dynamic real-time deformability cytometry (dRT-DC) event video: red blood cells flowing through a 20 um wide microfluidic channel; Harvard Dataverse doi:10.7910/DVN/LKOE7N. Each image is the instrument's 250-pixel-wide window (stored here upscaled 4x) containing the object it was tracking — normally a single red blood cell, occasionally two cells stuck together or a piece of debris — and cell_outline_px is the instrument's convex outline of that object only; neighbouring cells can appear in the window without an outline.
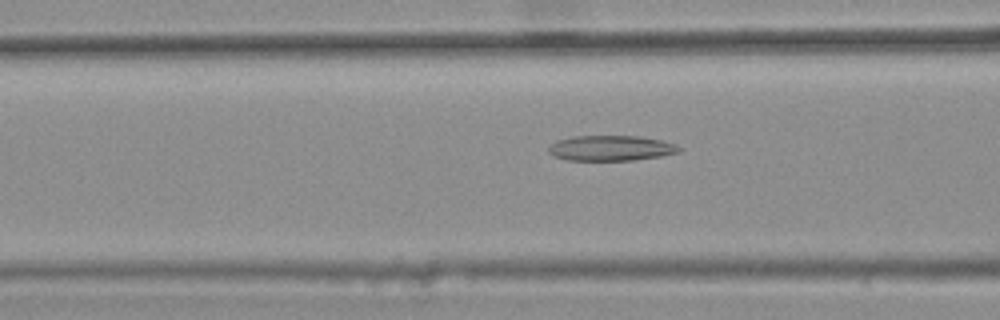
{"species": "common noctule bat (a hibernating species)", "species_latin": "Nyctalus noctula", "temperature_condition": "warm", "stored_images_in_passage": 48, "camera_frame_rate_fps": 3000, "um_per_image_px": 0.085, "animal": {"sex": "female", "body_mass_g": 25.1}, "frame": {"image": 1, "passage_image": 21, "time_ms": 6.667, "image_size_px": [1000, 320], "cell_outline_px": [[680, 152], [660, 156], [632, 160], [568, 160], [552, 156], [548, 152], [548, 148], [556, 140], [572, 136], [640, 136], [664, 140], [676, 144], [680, 148]], "centroid_in_image_um": [51.92, 12.58], "position_along_channel_um": 114.7, "area_um2": 19.36}}
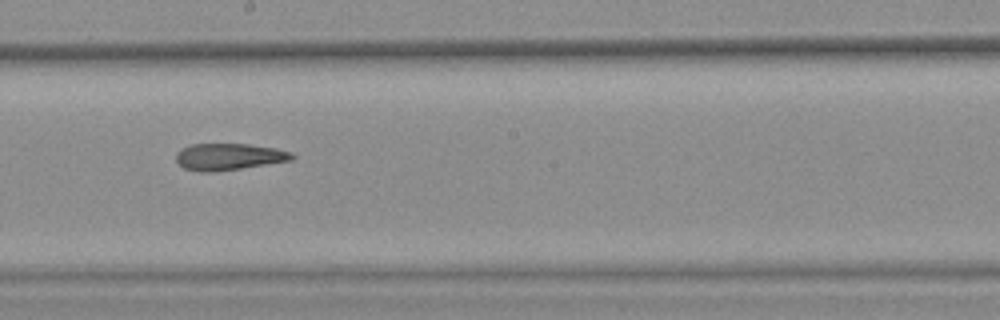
{"frame": {"image": 2, "passage_image": 30, "time_ms": 9.667, "image_size_px": [1000, 320], "cell_outline_px": [[296, 156], [292, 160], [216, 172], [200, 172], [184, 168], [176, 160], [176, 152], [180, 148], [192, 144], [248, 144], [276, 148], [292, 152]], "centroid_in_image_um": [19.44, 13.32], "position_along_channel_um": 228.8, "area_um2": 18.15}}
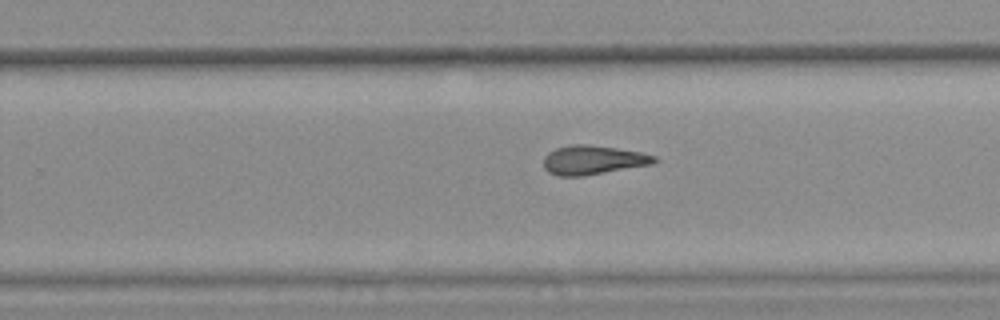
{"frame": {"image": 3, "passage_image": 34, "time_ms": 11.0, "image_size_px": [1000, 320], "cell_outline_px": [[660, 160], [656, 164], [584, 176], [560, 176], [548, 172], [544, 168], [544, 156], [548, 152], [556, 148], [572, 144], [588, 144], [616, 148], [640, 152], [656, 156]], "centroid_in_image_um": [50.45, 13.6], "position_along_channel_um": 279.4, "area_um2": 19.07}, "authors_computed_cell_mechanics": {"area_um2": 19.2185, "velocity_mm_per_s": 3.8025, "shape_relaxation_time_tau1_ms": null, "shape_relaxation_time_tau2_ms": 8.0772, "deformation_change_tau1": null, "deformation_change_tau2": 0.2062}}